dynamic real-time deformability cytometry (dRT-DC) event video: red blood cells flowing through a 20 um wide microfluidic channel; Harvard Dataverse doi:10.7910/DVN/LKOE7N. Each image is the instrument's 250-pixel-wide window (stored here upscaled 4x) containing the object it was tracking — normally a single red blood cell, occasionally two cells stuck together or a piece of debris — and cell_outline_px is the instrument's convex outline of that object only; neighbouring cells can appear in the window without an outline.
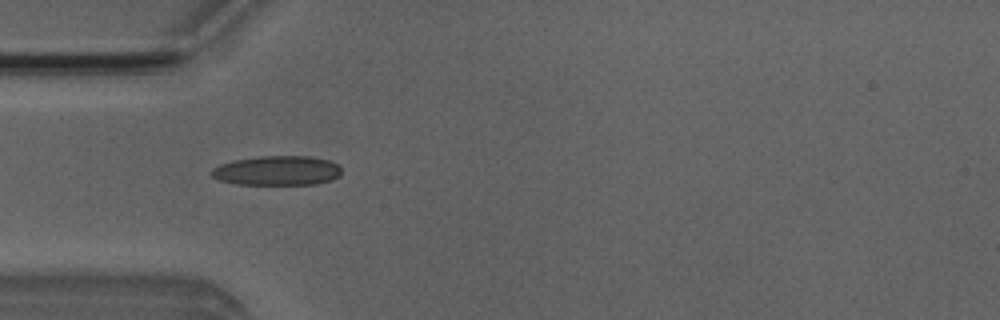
{"species": "Egyptian fruit bat (a non-hibernating species)", "species_latin": "Rousettus aegyptiacus", "temperature_condition": "room temperature", "stored_images_in_passage": 4, "camera_frame_rate_fps": 3000, "um_per_image_px": 0.085, "animal": {"sex": "male"}, "frame": {"image": 1, "passage_image": 2, "time_ms": 1.0, "image_size_px": [1000, 320], "cell_outline_px": [[340, 176], [332, 180], [316, 184], [236, 184], [220, 180], [212, 176], [212, 168], [220, 164], [232, 160], [260, 156], [312, 156], [328, 160], [336, 164], [340, 168]], "centroid_in_image_um": [23.56, 14.49], "position_along_channel_um": 61.4, "area_um2": 22.37}}